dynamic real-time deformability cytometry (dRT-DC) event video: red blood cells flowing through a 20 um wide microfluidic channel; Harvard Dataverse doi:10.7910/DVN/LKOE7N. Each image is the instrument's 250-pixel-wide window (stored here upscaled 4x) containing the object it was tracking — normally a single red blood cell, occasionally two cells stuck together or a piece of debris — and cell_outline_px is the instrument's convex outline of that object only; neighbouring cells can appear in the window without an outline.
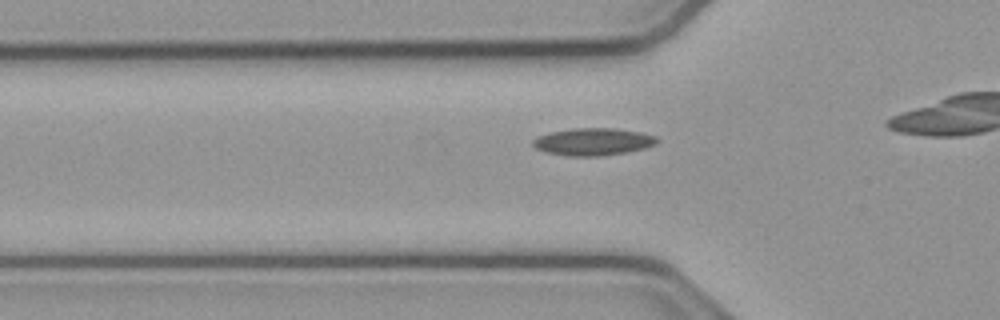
{"species": "common noctule bat (a hibernating species)", "species_latin": "Nyctalus noctula", "temperature_condition": "cold", "stored_images_in_passage": 36, "camera_frame_rate_fps": 3000, "um_per_image_px": 0.085, "animal": {"sex": "male", "body_mass_g": 23.1, "forearm_length_mm": 52.7}, "frame": {"image": 1, "passage_image": 11, "time_ms": 3.333, "image_size_px": [1000, 320], "cell_outline_px": [[660, 140], [656, 144], [644, 148], [628, 152], [600, 156], [568, 156], [544, 152], [536, 148], [532, 144], [532, 140], [536, 136], [548, 132], [572, 128], [616, 128], [640, 132], [656, 136]], "centroid_in_image_um": [50.39, 12.04], "position_along_channel_um": 75.4, "area_um2": 20.06}}
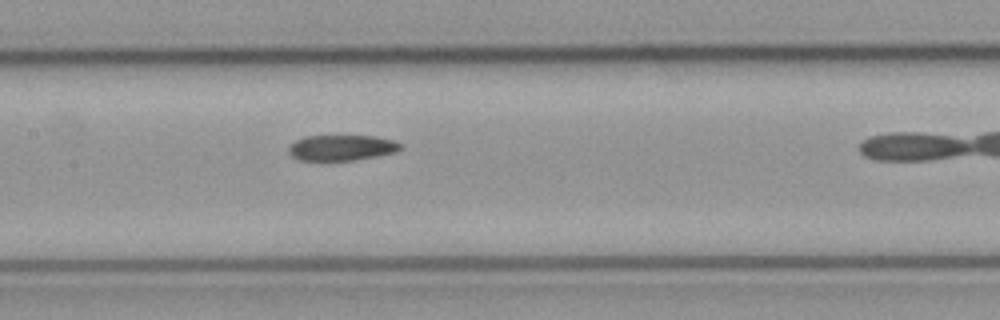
{"frame": {"image": 2, "passage_image": 19, "time_ms": 6.0, "image_size_px": [1000, 320], "cell_outline_px": [[404, 148], [396, 152], [376, 156], [328, 164], [300, 160], [292, 156], [288, 152], [288, 148], [296, 140], [304, 136], [376, 136], [396, 140]], "centroid_in_image_um": [29.02, 12.6], "position_along_channel_um": 178.4, "area_um2": 17.46}}
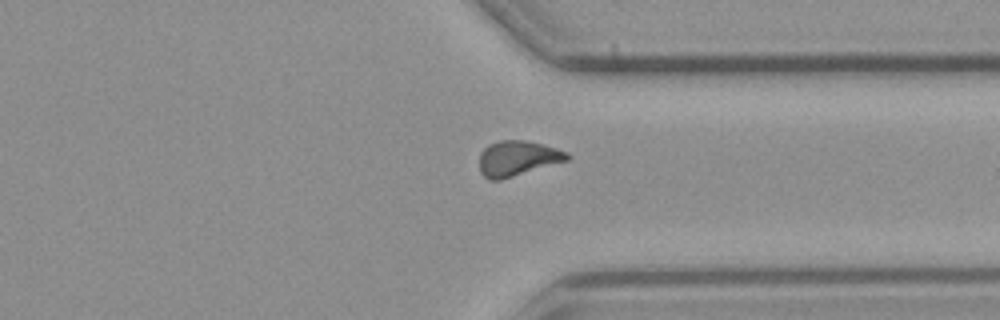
{"frame": {"image": 3, "passage_image": 34, "time_ms": 11.0, "image_size_px": [1000, 320], "cell_outline_px": [[572, 156], [568, 160], [500, 180], [488, 180], [480, 172], [480, 152], [488, 144], [500, 140], [524, 140], [544, 144], [568, 152]], "centroid_in_image_um": [43.99, 13.45], "position_along_channel_um": 367.4, "area_um2": 18.09}}